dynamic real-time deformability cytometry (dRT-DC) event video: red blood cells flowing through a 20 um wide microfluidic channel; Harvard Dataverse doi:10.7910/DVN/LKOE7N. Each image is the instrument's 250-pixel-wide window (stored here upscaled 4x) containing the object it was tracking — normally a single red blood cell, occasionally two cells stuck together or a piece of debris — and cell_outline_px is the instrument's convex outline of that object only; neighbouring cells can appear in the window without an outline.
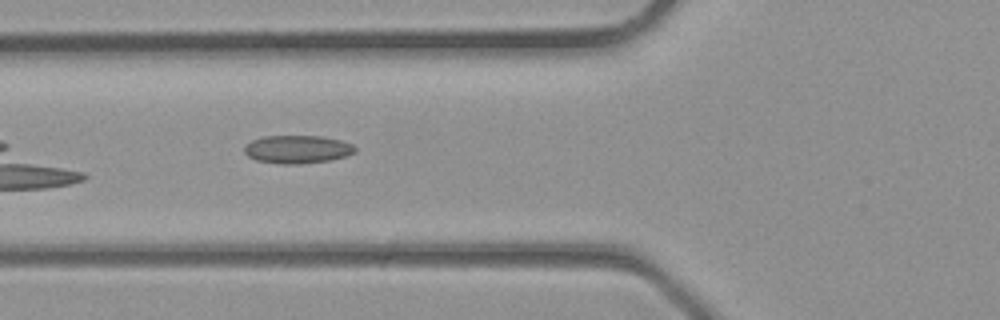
{"species": "common noctule bat (a hibernating species)", "species_latin": "Nyctalus noctula", "temperature_condition": "room temperature", "stored_images_in_passage": 2, "camera_frame_rate_fps": 3000, "um_per_image_px": 0.085, "animal": {"sex": "male", "body_mass_g": 23.1, "forearm_length_mm": 52.7}, "frame": {"image": 1, "passage_image": 2, "time_ms": 0.333, "image_size_px": [1000, 320], "cell_outline_px": [[356, 152], [348, 156], [332, 160], [296, 164], [284, 164], [256, 160], [248, 156], [244, 152], [244, 144], [252, 140], [264, 136], [320, 136], [340, 140], [352, 144], [356, 148]], "centroid_in_image_um": [25.28, 12.69], "position_along_channel_um": 100.5, "area_um2": 18.21}}